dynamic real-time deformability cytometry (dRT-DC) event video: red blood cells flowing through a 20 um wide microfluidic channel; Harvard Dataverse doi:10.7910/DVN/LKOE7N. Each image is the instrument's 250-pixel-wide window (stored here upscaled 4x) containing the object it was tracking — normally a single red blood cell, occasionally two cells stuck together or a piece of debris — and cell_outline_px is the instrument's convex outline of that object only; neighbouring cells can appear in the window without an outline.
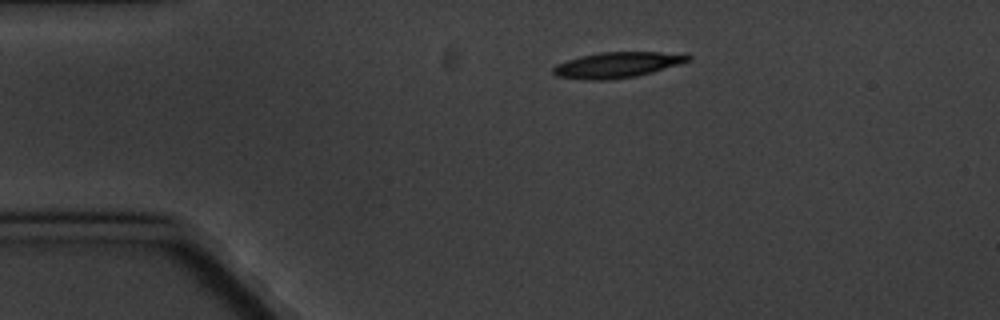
{"species": "common noctule bat (a hibernating species)", "species_latin": "Nyctalus noctula", "temperature_condition": "cold", "stored_images_in_passage": 2, "camera_frame_rate_fps": 3000, "um_per_image_px": 0.085, "animal": {"sex": "male", "body_mass_g": 20.1, "forearm_length_mm": 53.5}, "frame": {"image": 1, "passage_image": 1, "time_ms": 0.0, "image_size_px": [1000, 320], "cell_outline_px": [[692, 60], [652, 72], [636, 76], [608, 80], [584, 80], [556, 76], [552, 72], [552, 68], [556, 64], [580, 56], [600, 52], [660, 52], [692, 56]], "centroid_in_image_um": [52.41, 5.52], "position_along_channel_um": 32.6, "area_um2": 20.06}}